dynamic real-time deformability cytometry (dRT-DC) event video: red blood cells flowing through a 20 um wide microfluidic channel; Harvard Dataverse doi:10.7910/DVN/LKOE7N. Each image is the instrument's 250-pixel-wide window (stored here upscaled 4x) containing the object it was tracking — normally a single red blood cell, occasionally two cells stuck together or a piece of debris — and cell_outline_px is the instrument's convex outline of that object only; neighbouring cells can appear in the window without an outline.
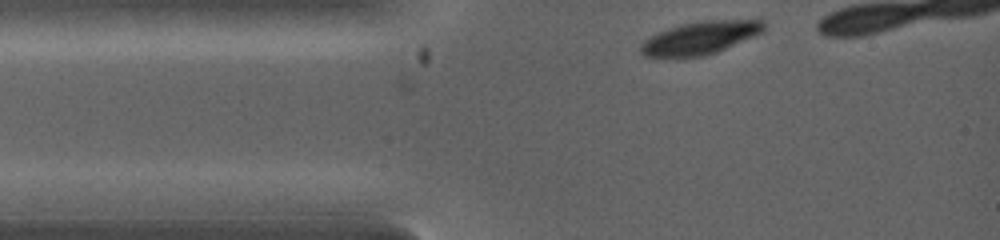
{"species": "common noctule bat (a hibernating species)", "species_latin": "Nyctalus noctula", "temperature_condition": "warm", "stored_images_in_passage": 6, "camera_frame_rate_fps": 5000, "um_per_image_px": 0.085, "animal": {"sex": "female", "body_mass_g": 19.0, "forearm_length_mm": 53.3}, "frame": {"image": 1, "passage_image": 1, "time_ms": 0.0, "image_size_px": [1000, 240], "cell_outline_px": [[764, 32], [756, 36], [716, 52], [704, 56], [652, 60], [644, 56], [640, 52], [640, 44], [644, 40], [668, 28], [684, 24], [704, 20], [764, 20]], "centroid_in_image_um": [59.46, 3.27], "position_along_channel_um": 25.5, "area_um2": 24.1}}
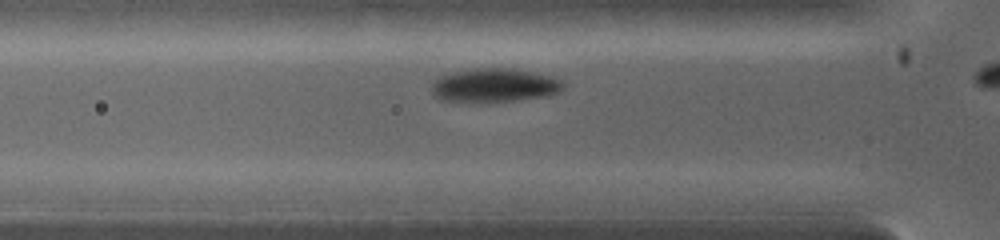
{"frame": {"image": 2, "passage_image": 5, "time_ms": 1.4, "image_size_px": [1000, 240], "cell_outline_px": [[564, 88], [560, 92], [548, 96], [488, 104], [440, 100], [432, 92], [432, 80], [436, 76], [448, 72], [468, 68], [512, 68], [536, 72], [552, 76], [564, 80]], "centroid_in_image_um": [42.01, 7.26], "position_along_channel_um": 83.8, "area_um2": 27.17}}